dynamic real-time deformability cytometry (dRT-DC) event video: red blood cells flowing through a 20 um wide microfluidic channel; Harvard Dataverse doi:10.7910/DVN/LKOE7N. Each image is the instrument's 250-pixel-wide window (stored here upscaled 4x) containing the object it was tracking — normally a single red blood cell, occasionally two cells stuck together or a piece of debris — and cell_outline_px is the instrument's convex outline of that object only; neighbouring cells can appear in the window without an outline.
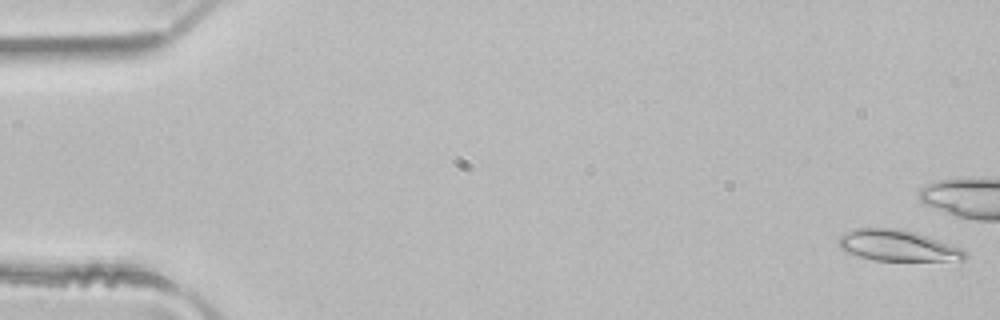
{"species": "common noctule bat (a hibernating species)", "species_latin": "Nyctalus noctula", "temperature_condition": "room temperature", "stored_images_in_passage": 50, "camera_frame_rate_fps": 3000, "um_per_image_px": 0.085, "animal": {"sex": "male", "body_mass_g": 21.5, "forearm_length_mm": 52.0}, "frame": {"image": 1, "passage_image": 1, "time_ms": 0.0, "image_size_px": [1000, 320], "cell_outline_px": [[968, 256], [964, 260], [876, 260], [844, 252], [840, 248], [840, 236], [856, 228], [900, 228], [916, 232], [928, 236], [960, 248]], "centroid_in_image_um": [76.29, 20.86], "position_along_channel_um": 8.7, "area_um2": 22.48}}
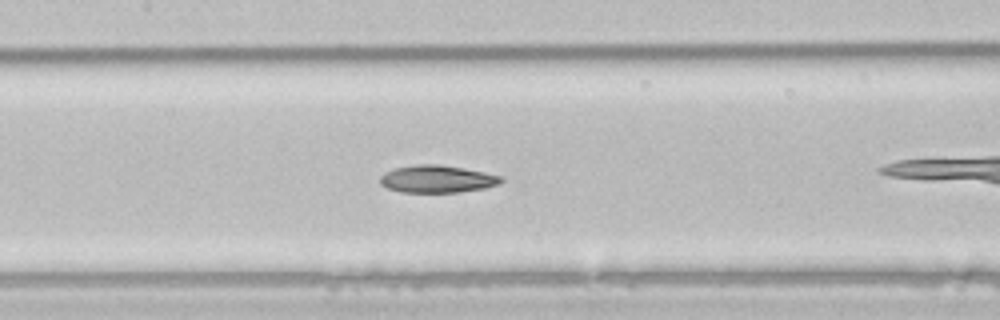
{"frame": {"image": 2, "passage_image": 23, "time_ms": 7.333, "image_size_px": [1000, 320], "cell_outline_px": [[504, 180], [500, 184], [484, 188], [460, 192], [400, 192], [388, 188], [380, 184], [380, 176], [384, 172], [396, 168], [416, 164], [440, 164], [464, 168], [504, 176]], "centroid_in_image_um": [37.18, 15.21], "position_along_channel_um": 170.2, "area_um2": 19.48}}
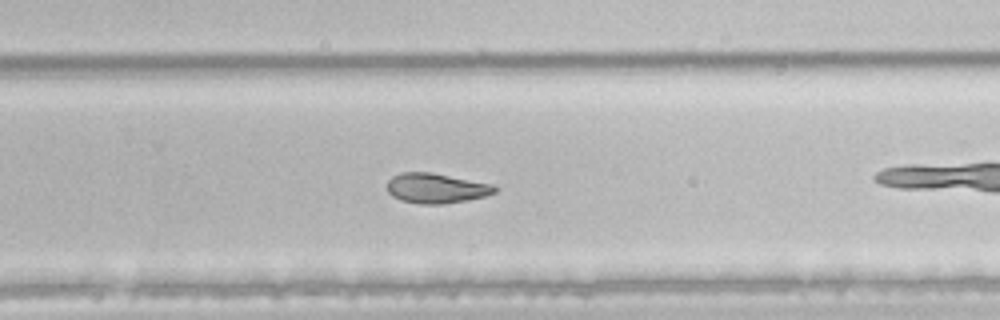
{"frame": {"image": 3, "passage_image": 32, "time_ms": 10.333, "image_size_px": [1000, 320], "cell_outline_px": [[500, 188], [496, 192], [484, 196], [468, 200], [440, 204], [420, 204], [400, 200], [392, 196], [388, 192], [388, 180], [392, 176], [400, 172], [432, 172], [492, 184]], "centroid_in_image_um": [37.08, 15.99], "position_along_channel_um": 292.7, "area_um2": 18.9}, "authors_computed_cell_mechanics": {"area_um2": 21.675, "velocity_mm_per_s": 4.1036, "shape_relaxation_time_tau1_ms": null, "shape_relaxation_time_tau2_ms": 4.3819, "deformation_change_tau1": null, "deformation_change_tau2": 0.1042}}